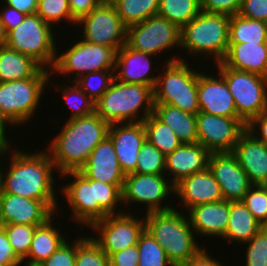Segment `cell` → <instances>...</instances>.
Returning <instances> with one entry per match:
<instances>
[{
  "label": "cell",
  "mask_w": 267,
  "mask_h": 266,
  "mask_svg": "<svg viewBox=\"0 0 267 266\" xmlns=\"http://www.w3.org/2000/svg\"><path fill=\"white\" fill-rule=\"evenodd\" d=\"M14 149L8 170L3 171L4 191L24 198L44 201L56 214L55 179L57 172L48 151L28 153ZM54 171V172H53ZM6 174V175H5ZM55 191V192H54Z\"/></svg>",
  "instance_id": "cell-1"
},
{
  "label": "cell",
  "mask_w": 267,
  "mask_h": 266,
  "mask_svg": "<svg viewBox=\"0 0 267 266\" xmlns=\"http://www.w3.org/2000/svg\"><path fill=\"white\" fill-rule=\"evenodd\" d=\"M65 122L46 149L60 174L78 171L87 162L92 150L108 136L110 127L95 112Z\"/></svg>",
  "instance_id": "cell-2"
},
{
  "label": "cell",
  "mask_w": 267,
  "mask_h": 266,
  "mask_svg": "<svg viewBox=\"0 0 267 266\" xmlns=\"http://www.w3.org/2000/svg\"><path fill=\"white\" fill-rule=\"evenodd\" d=\"M176 208L146 213L143 217L145 230L165 250L174 266L190 260L204 248L196 243L189 218Z\"/></svg>",
  "instance_id": "cell-3"
},
{
  "label": "cell",
  "mask_w": 267,
  "mask_h": 266,
  "mask_svg": "<svg viewBox=\"0 0 267 266\" xmlns=\"http://www.w3.org/2000/svg\"><path fill=\"white\" fill-rule=\"evenodd\" d=\"M153 108L151 86L127 84L115 79L95 102V113L109 124L143 122L153 113ZM140 110L143 111L141 118L138 114Z\"/></svg>",
  "instance_id": "cell-4"
},
{
  "label": "cell",
  "mask_w": 267,
  "mask_h": 266,
  "mask_svg": "<svg viewBox=\"0 0 267 266\" xmlns=\"http://www.w3.org/2000/svg\"><path fill=\"white\" fill-rule=\"evenodd\" d=\"M230 16L201 11L180 30V47L201 56H214L221 62L229 47Z\"/></svg>",
  "instance_id": "cell-5"
},
{
  "label": "cell",
  "mask_w": 267,
  "mask_h": 266,
  "mask_svg": "<svg viewBox=\"0 0 267 266\" xmlns=\"http://www.w3.org/2000/svg\"><path fill=\"white\" fill-rule=\"evenodd\" d=\"M164 69L153 89L154 103L168 104L196 115L200 111L197 94L199 72L179 57L168 59Z\"/></svg>",
  "instance_id": "cell-6"
},
{
  "label": "cell",
  "mask_w": 267,
  "mask_h": 266,
  "mask_svg": "<svg viewBox=\"0 0 267 266\" xmlns=\"http://www.w3.org/2000/svg\"><path fill=\"white\" fill-rule=\"evenodd\" d=\"M51 76V71L42 68L34 77L0 82V113L9 124L17 126L32 119Z\"/></svg>",
  "instance_id": "cell-7"
},
{
  "label": "cell",
  "mask_w": 267,
  "mask_h": 266,
  "mask_svg": "<svg viewBox=\"0 0 267 266\" xmlns=\"http://www.w3.org/2000/svg\"><path fill=\"white\" fill-rule=\"evenodd\" d=\"M37 13L26 15L23 22L7 34L5 45L36 61L49 71L53 68L57 53L56 33ZM48 68H47V67Z\"/></svg>",
  "instance_id": "cell-8"
},
{
  "label": "cell",
  "mask_w": 267,
  "mask_h": 266,
  "mask_svg": "<svg viewBox=\"0 0 267 266\" xmlns=\"http://www.w3.org/2000/svg\"><path fill=\"white\" fill-rule=\"evenodd\" d=\"M217 72L225 80L237 114L248 123L267 109V77L216 63Z\"/></svg>",
  "instance_id": "cell-9"
},
{
  "label": "cell",
  "mask_w": 267,
  "mask_h": 266,
  "mask_svg": "<svg viewBox=\"0 0 267 266\" xmlns=\"http://www.w3.org/2000/svg\"><path fill=\"white\" fill-rule=\"evenodd\" d=\"M72 43L70 48L65 49L59 56L51 69V73L59 74H75L74 79H68L75 82L82 75L89 72L101 70H114L116 64L117 50L105 45L94 44L86 40H80ZM67 50V51H66ZM57 72V73H56ZM62 73V74H61Z\"/></svg>",
  "instance_id": "cell-10"
},
{
  "label": "cell",
  "mask_w": 267,
  "mask_h": 266,
  "mask_svg": "<svg viewBox=\"0 0 267 266\" xmlns=\"http://www.w3.org/2000/svg\"><path fill=\"white\" fill-rule=\"evenodd\" d=\"M180 28L159 15L151 16L127 28V45L138 52L159 54L180 47Z\"/></svg>",
  "instance_id": "cell-11"
},
{
  "label": "cell",
  "mask_w": 267,
  "mask_h": 266,
  "mask_svg": "<svg viewBox=\"0 0 267 266\" xmlns=\"http://www.w3.org/2000/svg\"><path fill=\"white\" fill-rule=\"evenodd\" d=\"M96 235L92 239L109 257L125 248L137 245L141 234L145 230V220L133 216L132 213L107 215L104 219L94 222L90 226Z\"/></svg>",
  "instance_id": "cell-12"
},
{
  "label": "cell",
  "mask_w": 267,
  "mask_h": 266,
  "mask_svg": "<svg viewBox=\"0 0 267 266\" xmlns=\"http://www.w3.org/2000/svg\"><path fill=\"white\" fill-rule=\"evenodd\" d=\"M166 174H138L125 175L122 189V202L125 205L139 203L146 205V212L168 211L175 207L164 203L169 194L174 193V185L165 177ZM169 181V182H168ZM163 202V206L162 205ZM127 203V204H126Z\"/></svg>",
  "instance_id": "cell-13"
},
{
  "label": "cell",
  "mask_w": 267,
  "mask_h": 266,
  "mask_svg": "<svg viewBox=\"0 0 267 266\" xmlns=\"http://www.w3.org/2000/svg\"><path fill=\"white\" fill-rule=\"evenodd\" d=\"M76 25H83L81 38L87 42L115 48L117 51L127 43V27L112 3H101L80 18Z\"/></svg>",
  "instance_id": "cell-14"
},
{
  "label": "cell",
  "mask_w": 267,
  "mask_h": 266,
  "mask_svg": "<svg viewBox=\"0 0 267 266\" xmlns=\"http://www.w3.org/2000/svg\"><path fill=\"white\" fill-rule=\"evenodd\" d=\"M198 143L210 153L233 152L240 136L247 130L242 118L196 114Z\"/></svg>",
  "instance_id": "cell-15"
},
{
  "label": "cell",
  "mask_w": 267,
  "mask_h": 266,
  "mask_svg": "<svg viewBox=\"0 0 267 266\" xmlns=\"http://www.w3.org/2000/svg\"><path fill=\"white\" fill-rule=\"evenodd\" d=\"M60 176H70L74 179L72 182L68 181L61 192L70 205L73 212L71 216L76 222L90 227L108 215L95 201L94 180L86 178L79 171H67Z\"/></svg>",
  "instance_id": "cell-16"
},
{
  "label": "cell",
  "mask_w": 267,
  "mask_h": 266,
  "mask_svg": "<svg viewBox=\"0 0 267 266\" xmlns=\"http://www.w3.org/2000/svg\"><path fill=\"white\" fill-rule=\"evenodd\" d=\"M208 169L218 182L226 201H242L253 186L232 152L211 153Z\"/></svg>",
  "instance_id": "cell-17"
},
{
  "label": "cell",
  "mask_w": 267,
  "mask_h": 266,
  "mask_svg": "<svg viewBox=\"0 0 267 266\" xmlns=\"http://www.w3.org/2000/svg\"><path fill=\"white\" fill-rule=\"evenodd\" d=\"M197 94L201 112L222 117L241 118L237 114L233 96L219 73L214 77L199 71Z\"/></svg>",
  "instance_id": "cell-18"
},
{
  "label": "cell",
  "mask_w": 267,
  "mask_h": 266,
  "mask_svg": "<svg viewBox=\"0 0 267 266\" xmlns=\"http://www.w3.org/2000/svg\"><path fill=\"white\" fill-rule=\"evenodd\" d=\"M54 213L44 201L4 193L0 202V225L26 224L41 226L52 218Z\"/></svg>",
  "instance_id": "cell-19"
},
{
  "label": "cell",
  "mask_w": 267,
  "mask_h": 266,
  "mask_svg": "<svg viewBox=\"0 0 267 266\" xmlns=\"http://www.w3.org/2000/svg\"><path fill=\"white\" fill-rule=\"evenodd\" d=\"M108 136L112 140L121 171L127 175L137 167V158L146 141L143 122L110 124Z\"/></svg>",
  "instance_id": "cell-20"
},
{
  "label": "cell",
  "mask_w": 267,
  "mask_h": 266,
  "mask_svg": "<svg viewBox=\"0 0 267 266\" xmlns=\"http://www.w3.org/2000/svg\"><path fill=\"white\" fill-rule=\"evenodd\" d=\"M78 171L88 179L113 185H124L125 174L121 171L109 136L92 150L87 162Z\"/></svg>",
  "instance_id": "cell-21"
},
{
  "label": "cell",
  "mask_w": 267,
  "mask_h": 266,
  "mask_svg": "<svg viewBox=\"0 0 267 266\" xmlns=\"http://www.w3.org/2000/svg\"><path fill=\"white\" fill-rule=\"evenodd\" d=\"M174 194L179 195L182 209L186 207L187 211L198 205L224 200L220 186L208 168L180 180L174 185Z\"/></svg>",
  "instance_id": "cell-22"
},
{
  "label": "cell",
  "mask_w": 267,
  "mask_h": 266,
  "mask_svg": "<svg viewBox=\"0 0 267 266\" xmlns=\"http://www.w3.org/2000/svg\"><path fill=\"white\" fill-rule=\"evenodd\" d=\"M151 61L152 55L133 50L125 44L117 51L114 79L127 84L151 86L154 89L158 76L150 77Z\"/></svg>",
  "instance_id": "cell-23"
},
{
  "label": "cell",
  "mask_w": 267,
  "mask_h": 266,
  "mask_svg": "<svg viewBox=\"0 0 267 266\" xmlns=\"http://www.w3.org/2000/svg\"><path fill=\"white\" fill-rule=\"evenodd\" d=\"M210 154L200 143H182L166 156L165 173L171 174L170 182L175 185L185 177L206 170Z\"/></svg>",
  "instance_id": "cell-24"
},
{
  "label": "cell",
  "mask_w": 267,
  "mask_h": 266,
  "mask_svg": "<svg viewBox=\"0 0 267 266\" xmlns=\"http://www.w3.org/2000/svg\"><path fill=\"white\" fill-rule=\"evenodd\" d=\"M253 185L267 180V145L247 130L240 136L232 152Z\"/></svg>",
  "instance_id": "cell-25"
},
{
  "label": "cell",
  "mask_w": 267,
  "mask_h": 266,
  "mask_svg": "<svg viewBox=\"0 0 267 266\" xmlns=\"http://www.w3.org/2000/svg\"><path fill=\"white\" fill-rule=\"evenodd\" d=\"M188 218L195 234L202 236H220L227 230L230 201L221 200L190 208Z\"/></svg>",
  "instance_id": "cell-26"
},
{
  "label": "cell",
  "mask_w": 267,
  "mask_h": 266,
  "mask_svg": "<svg viewBox=\"0 0 267 266\" xmlns=\"http://www.w3.org/2000/svg\"><path fill=\"white\" fill-rule=\"evenodd\" d=\"M226 67L267 77V43H229Z\"/></svg>",
  "instance_id": "cell-27"
},
{
  "label": "cell",
  "mask_w": 267,
  "mask_h": 266,
  "mask_svg": "<svg viewBox=\"0 0 267 266\" xmlns=\"http://www.w3.org/2000/svg\"><path fill=\"white\" fill-rule=\"evenodd\" d=\"M50 218L45 224L35 229L31 247L24 259L26 266H38L47 260L68 238L63 236L57 227L52 224L55 219Z\"/></svg>",
  "instance_id": "cell-28"
},
{
  "label": "cell",
  "mask_w": 267,
  "mask_h": 266,
  "mask_svg": "<svg viewBox=\"0 0 267 266\" xmlns=\"http://www.w3.org/2000/svg\"><path fill=\"white\" fill-rule=\"evenodd\" d=\"M262 224L253 216L242 201H230V212L227 230L222 237L230 244L243 245L248 242L261 228Z\"/></svg>",
  "instance_id": "cell-29"
},
{
  "label": "cell",
  "mask_w": 267,
  "mask_h": 266,
  "mask_svg": "<svg viewBox=\"0 0 267 266\" xmlns=\"http://www.w3.org/2000/svg\"><path fill=\"white\" fill-rule=\"evenodd\" d=\"M153 114L167 124L182 143H198L196 115L162 103H154Z\"/></svg>",
  "instance_id": "cell-30"
},
{
  "label": "cell",
  "mask_w": 267,
  "mask_h": 266,
  "mask_svg": "<svg viewBox=\"0 0 267 266\" xmlns=\"http://www.w3.org/2000/svg\"><path fill=\"white\" fill-rule=\"evenodd\" d=\"M41 69L36 61L25 54L6 45L0 46V82L31 78Z\"/></svg>",
  "instance_id": "cell-31"
},
{
  "label": "cell",
  "mask_w": 267,
  "mask_h": 266,
  "mask_svg": "<svg viewBox=\"0 0 267 266\" xmlns=\"http://www.w3.org/2000/svg\"><path fill=\"white\" fill-rule=\"evenodd\" d=\"M267 43V22L235 14L230 17L229 43Z\"/></svg>",
  "instance_id": "cell-32"
},
{
  "label": "cell",
  "mask_w": 267,
  "mask_h": 266,
  "mask_svg": "<svg viewBox=\"0 0 267 266\" xmlns=\"http://www.w3.org/2000/svg\"><path fill=\"white\" fill-rule=\"evenodd\" d=\"M143 124L146 140L157 147L165 156L172 153L182 144L175 132L153 113L143 121Z\"/></svg>",
  "instance_id": "cell-33"
},
{
  "label": "cell",
  "mask_w": 267,
  "mask_h": 266,
  "mask_svg": "<svg viewBox=\"0 0 267 266\" xmlns=\"http://www.w3.org/2000/svg\"><path fill=\"white\" fill-rule=\"evenodd\" d=\"M112 4L127 28L157 15L159 9V0H114Z\"/></svg>",
  "instance_id": "cell-34"
},
{
  "label": "cell",
  "mask_w": 267,
  "mask_h": 266,
  "mask_svg": "<svg viewBox=\"0 0 267 266\" xmlns=\"http://www.w3.org/2000/svg\"><path fill=\"white\" fill-rule=\"evenodd\" d=\"M201 11V0H159L157 15L168 19L181 29Z\"/></svg>",
  "instance_id": "cell-35"
},
{
  "label": "cell",
  "mask_w": 267,
  "mask_h": 266,
  "mask_svg": "<svg viewBox=\"0 0 267 266\" xmlns=\"http://www.w3.org/2000/svg\"><path fill=\"white\" fill-rule=\"evenodd\" d=\"M75 266H110V260L92 236L79 235L76 239Z\"/></svg>",
  "instance_id": "cell-36"
},
{
  "label": "cell",
  "mask_w": 267,
  "mask_h": 266,
  "mask_svg": "<svg viewBox=\"0 0 267 266\" xmlns=\"http://www.w3.org/2000/svg\"><path fill=\"white\" fill-rule=\"evenodd\" d=\"M137 248L139 251L138 266H174L165 250L146 230L141 234Z\"/></svg>",
  "instance_id": "cell-37"
},
{
  "label": "cell",
  "mask_w": 267,
  "mask_h": 266,
  "mask_svg": "<svg viewBox=\"0 0 267 266\" xmlns=\"http://www.w3.org/2000/svg\"><path fill=\"white\" fill-rule=\"evenodd\" d=\"M72 83L71 85L69 82V85L64 83L62 84L64 86H61L59 89V91L62 90L64 102L72 109V113L67 120L84 117L95 112V102L82 91L77 83Z\"/></svg>",
  "instance_id": "cell-38"
},
{
  "label": "cell",
  "mask_w": 267,
  "mask_h": 266,
  "mask_svg": "<svg viewBox=\"0 0 267 266\" xmlns=\"http://www.w3.org/2000/svg\"><path fill=\"white\" fill-rule=\"evenodd\" d=\"M2 226L15 255L24 262L29 253L35 229L38 226L26 224H4Z\"/></svg>",
  "instance_id": "cell-39"
},
{
  "label": "cell",
  "mask_w": 267,
  "mask_h": 266,
  "mask_svg": "<svg viewBox=\"0 0 267 266\" xmlns=\"http://www.w3.org/2000/svg\"><path fill=\"white\" fill-rule=\"evenodd\" d=\"M114 70L89 72L75 81L82 91L96 102L114 80ZM108 73V74H107Z\"/></svg>",
  "instance_id": "cell-40"
},
{
  "label": "cell",
  "mask_w": 267,
  "mask_h": 266,
  "mask_svg": "<svg viewBox=\"0 0 267 266\" xmlns=\"http://www.w3.org/2000/svg\"><path fill=\"white\" fill-rule=\"evenodd\" d=\"M166 156L147 140L142 144L137 167L133 173L138 174H165Z\"/></svg>",
  "instance_id": "cell-41"
},
{
  "label": "cell",
  "mask_w": 267,
  "mask_h": 266,
  "mask_svg": "<svg viewBox=\"0 0 267 266\" xmlns=\"http://www.w3.org/2000/svg\"><path fill=\"white\" fill-rule=\"evenodd\" d=\"M124 185H113L94 180L95 201L108 214L117 215L124 213L123 210H116L118 204L122 203V189ZM117 207V208H116ZM118 213H117V212Z\"/></svg>",
  "instance_id": "cell-42"
},
{
  "label": "cell",
  "mask_w": 267,
  "mask_h": 266,
  "mask_svg": "<svg viewBox=\"0 0 267 266\" xmlns=\"http://www.w3.org/2000/svg\"><path fill=\"white\" fill-rule=\"evenodd\" d=\"M36 13L51 26L61 21L76 24L68 0H38Z\"/></svg>",
  "instance_id": "cell-43"
},
{
  "label": "cell",
  "mask_w": 267,
  "mask_h": 266,
  "mask_svg": "<svg viewBox=\"0 0 267 266\" xmlns=\"http://www.w3.org/2000/svg\"><path fill=\"white\" fill-rule=\"evenodd\" d=\"M245 266H267V226L262 228L246 243Z\"/></svg>",
  "instance_id": "cell-44"
},
{
  "label": "cell",
  "mask_w": 267,
  "mask_h": 266,
  "mask_svg": "<svg viewBox=\"0 0 267 266\" xmlns=\"http://www.w3.org/2000/svg\"><path fill=\"white\" fill-rule=\"evenodd\" d=\"M242 202L263 226H267V189L263 185H253Z\"/></svg>",
  "instance_id": "cell-45"
},
{
  "label": "cell",
  "mask_w": 267,
  "mask_h": 266,
  "mask_svg": "<svg viewBox=\"0 0 267 266\" xmlns=\"http://www.w3.org/2000/svg\"><path fill=\"white\" fill-rule=\"evenodd\" d=\"M66 240L47 260L38 266H75L76 240Z\"/></svg>",
  "instance_id": "cell-46"
},
{
  "label": "cell",
  "mask_w": 267,
  "mask_h": 266,
  "mask_svg": "<svg viewBox=\"0 0 267 266\" xmlns=\"http://www.w3.org/2000/svg\"><path fill=\"white\" fill-rule=\"evenodd\" d=\"M242 0H201L202 11L233 16L238 14Z\"/></svg>",
  "instance_id": "cell-47"
},
{
  "label": "cell",
  "mask_w": 267,
  "mask_h": 266,
  "mask_svg": "<svg viewBox=\"0 0 267 266\" xmlns=\"http://www.w3.org/2000/svg\"><path fill=\"white\" fill-rule=\"evenodd\" d=\"M238 14L248 19L267 22V0H242Z\"/></svg>",
  "instance_id": "cell-48"
},
{
  "label": "cell",
  "mask_w": 267,
  "mask_h": 266,
  "mask_svg": "<svg viewBox=\"0 0 267 266\" xmlns=\"http://www.w3.org/2000/svg\"><path fill=\"white\" fill-rule=\"evenodd\" d=\"M109 260L110 266H138L139 251L137 245L112 253Z\"/></svg>",
  "instance_id": "cell-49"
},
{
  "label": "cell",
  "mask_w": 267,
  "mask_h": 266,
  "mask_svg": "<svg viewBox=\"0 0 267 266\" xmlns=\"http://www.w3.org/2000/svg\"><path fill=\"white\" fill-rule=\"evenodd\" d=\"M22 263L13 251L4 227L0 225V265H21Z\"/></svg>",
  "instance_id": "cell-50"
},
{
  "label": "cell",
  "mask_w": 267,
  "mask_h": 266,
  "mask_svg": "<svg viewBox=\"0 0 267 266\" xmlns=\"http://www.w3.org/2000/svg\"><path fill=\"white\" fill-rule=\"evenodd\" d=\"M246 126L249 133L267 145V109L260 115L252 118Z\"/></svg>",
  "instance_id": "cell-51"
},
{
  "label": "cell",
  "mask_w": 267,
  "mask_h": 266,
  "mask_svg": "<svg viewBox=\"0 0 267 266\" xmlns=\"http://www.w3.org/2000/svg\"><path fill=\"white\" fill-rule=\"evenodd\" d=\"M6 7L0 11L1 21L3 23L6 34L11 30L15 29L20 23L23 22L26 14L18 11L15 8H12L5 4Z\"/></svg>",
  "instance_id": "cell-52"
},
{
  "label": "cell",
  "mask_w": 267,
  "mask_h": 266,
  "mask_svg": "<svg viewBox=\"0 0 267 266\" xmlns=\"http://www.w3.org/2000/svg\"><path fill=\"white\" fill-rule=\"evenodd\" d=\"M72 18L77 22L101 4L100 0H68Z\"/></svg>",
  "instance_id": "cell-53"
},
{
  "label": "cell",
  "mask_w": 267,
  "mask_h": 266,
  "mask_svg": "<svg viewBox=\"0 0 267 266\" xmlns=\"http://www.w3.org/2000/svg\"><path fill=\"white\" fill-rule=\"evenodd\" d=\"M206 247L204 248L190 260L179 264L178 266H223L221 261L218 259H214L210 255H208Z\"/></svg>",
  "instance_id": "cell-54"
},
{
  "label": "cell",
  "mask_w": 267,
  "mask_h": 266,
  "mask_svg": "<svg viewBox=\"0 0 267 266\" xmlns=\"http://www.w3.org/2000/svg\"><path fill=\"white\" fill-rule=\"evenodd\" d=\"M4 2L26 15L34 14L37 11L38 0H5Z\"/></svg>",
  "instance_id": "cell-55"
},
{
  "label": "cell",
  "mask_w": 267,
  "mask_h": 266,
  "mask_svg": "<svg viewBox=\"0 0 267 266\" xmlns=\"http://www.w3.org/2000/svg\"><path fill=\"white\" fill-rule=\"evenodd\" d=\"M7 124L10 125L8 123V121L0 113V151L9 149L11 147V145H10L11 143H9L7 140V138H9V137L6 135L7 134L6 128H8L6 126Z\"/></svg>",
  "instance_id": "cell-56"
},
{
  "label": "cell",
  "mask_w": 267,
  "mask_h": 266,
  "mask_svg": "<svg viewBox=\"0 0 267 266\" xmlns=\"http://www.w3.org/2000/svg\"><path fill=\"white\" fill-rule=\"evenodd\" d=\"M10 150H12V148L11 149L9 148V150L8 149L1 150L0 151V158L2 156H4L3 158H5V154L8 156L9 154H7V153H9ZM4 193H5V191H4L3 172H2V168L0 166V202H1V199L3 198Z\"/></svg>",
  "instance_id": "cell-57"
},
{
  "label": "cell",
  "mask_w": 267,
  "mask_h": 266,
  "mask_svg": "<svg viewBox=\"0 0 267 266\" xmlns=\"http://www.w3.org/2000/svg\"><path fill=\"white\" fill-rule=\"evenodd\" d=\"M6 39H7V34L5 32V29H4V26H3V23L0 17V46L5 45Z\"/></svg>",
  "instance_id": "cell-58"
},
{
  "label": "cell",
  "mask_w": 267,
  "mask_h": 266,
  "mask_svg": "<svg viewBox=\"0 0 267 266\" xmlns=\"http://www.w3.org/2000/svg\"><path fill=\"white\" fill-rule=\"evenodd\" d=\"M101 3H112L114 0H100Z\"/></svg>",
  "instance_id": "cell-59"
},
{
  "label": "cell",
  "mask_w": 267,
  "mask_h": 266,
  "mask_svg": "<svg viewBox=\"0 0 267 266\" xmlns=\"http://www.w3.org/2000/svg\"><path fill=\"white\" fill-rule=\"evenodd\" d=\"M263 186L267 189V180L263 183Z\"/></svg>",
  "instance_id": "cell-60"
},
{
  "label": "cell",
  "mask_w": 267,
  "mask_h": 266,
  "mask_svg": "<svg viewBox=\"0 0 267 266\" xmlns=\"http://www.w3.org/2000/svg\"><path fill=\"white\" fill-rule=\"evenodd\" d=\"M0 266H20V265H0Z\"/></svg>",
  "instance_id": "cell-61"
}]
</instances>
